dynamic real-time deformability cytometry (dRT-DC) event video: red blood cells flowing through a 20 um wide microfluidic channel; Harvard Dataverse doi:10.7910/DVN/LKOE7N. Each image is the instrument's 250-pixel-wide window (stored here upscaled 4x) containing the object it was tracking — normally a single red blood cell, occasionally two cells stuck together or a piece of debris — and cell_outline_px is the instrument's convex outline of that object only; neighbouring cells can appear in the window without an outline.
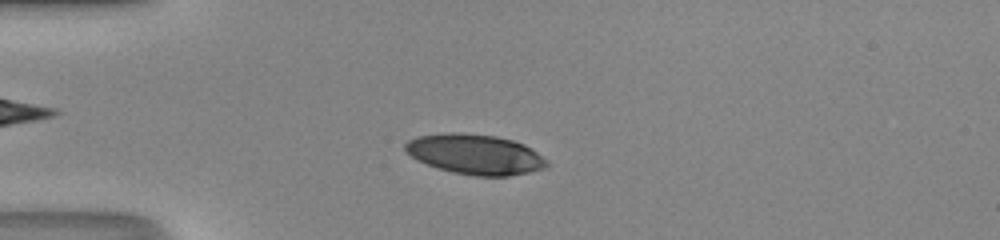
{"species": "human", "species_latin": "Homo sapiens", "temperature_condition": "room temperature", "stored_images_in_passage": 45, "camera_frame_rate_fps": 3000, "um_per_image_px": 0.085, "donor": {"sex": "male"}, "frame": {"image": 1, "passage_image": 9, "time_ms": 2.667, "image_size_px": [1000, 240], "cell_outline_px": [[548, 168], [508, 176], [476, 176], [452, 172], [436, 168], [412, 156], [404, 148], [404, 144], [408, 140], [416, 136], [448, 132], [460, 132], [496, 136], [512, 140], [524, 144], [532, 148], [548, 160]], "centroid_in_image_um": [40.42, 13.11], "position_along_channel_um": 44.6, "area_um2": 33.23}}
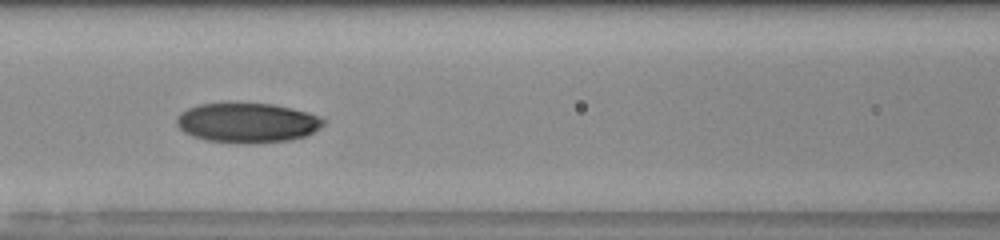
{"frame": {"image": 2, "passage_image": 18, "time_ms": 5.667, "image_size_px": [1000, 240], "cell_outline_px": [[324, 124], [320, 128], [308, 136], [288, 140], [256, 144], [244, 144], [208, 140], [192, 136], [184, 132], [176, 124], [176, 116], [180, 112], [188, 108], [200, 104], [272, 104], [292, 108], [308, 112], [320, 116], [324, 120]], "centroid_in_image_um": [21.04, 10.45], "position_along_channel_um": 145.6, "area_um2": 34.1}}
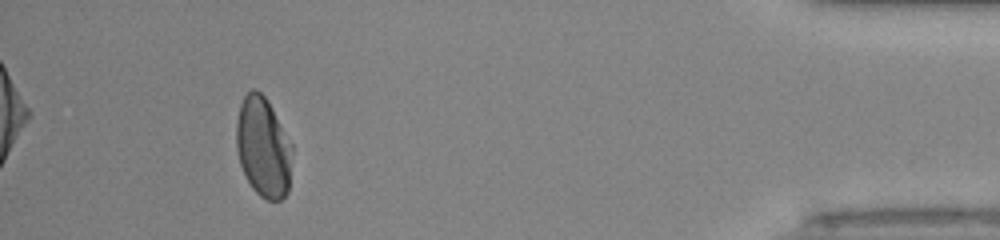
{"frame": {"image": 3, "passage_image": 41, "time_ms": 13.333, "image_size_px": [1000, 240], "cell_outline_px": [[292, 152], [288, 192], [280, 200], [268, 200], [260, 196], [252, 188], [240, 164], [236, 148], [236, 120], [240, 104], [244, 96], [252, 88], [256, 88], [268, 100], [292, 144]], "centroid_in_image_um": [22.36, 12.49], "position_along_channel_um": 412.8, "area_um2": 32.66}, "authors_computed_cell_mechanics": {"area_um2": 33.524, "velocity_mm_per_s": 4.2586, "shape_relaxation_time_tau1_ms": 7.7999, "shape_relaxation_time_tau2_ms": 1.8568, "deformation_change_tau1": 0.2475, "deformation_change_tau2": 0.0318}}